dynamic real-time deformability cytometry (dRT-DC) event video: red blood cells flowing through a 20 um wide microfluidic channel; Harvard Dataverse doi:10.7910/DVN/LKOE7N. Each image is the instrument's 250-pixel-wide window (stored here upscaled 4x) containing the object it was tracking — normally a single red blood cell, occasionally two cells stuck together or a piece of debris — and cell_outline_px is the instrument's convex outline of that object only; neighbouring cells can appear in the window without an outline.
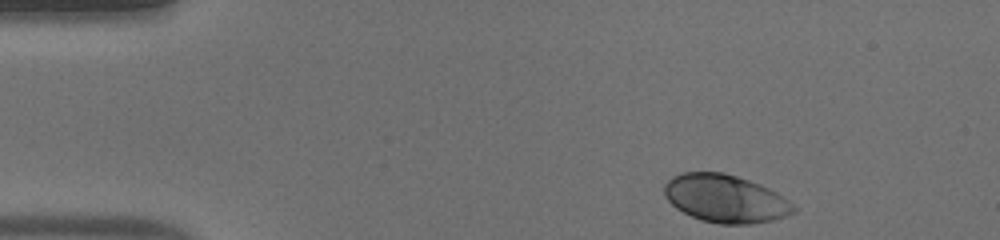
{"species": "human", "species_latin": "Homo sapiens", "temperature_condition": "warm", "stored_images_in_passage": 44, "camera_frame_rate_fps": 3000, "um_per_image_px": 0.085, "donor": {"sex": "male"}, "frame": {"image": 1, "passage_image": 1, "time_ms": 0.0, "image_size_px": [1000, 240], "cell_outline_px": [[796, 212], [788, 216], [772, 220], [752, 224], [720, 224], [700, 220], [676, 208], [664, 196], [664, 184], [672, 176], [684, 172], [724, 172], [760, 184], [776, 192], [788, 200], [796, 208]], "centroid_in_image_um": [61.66, 16.88], "position_along_channel_um": 23.3, "area_um2": 36.13}}
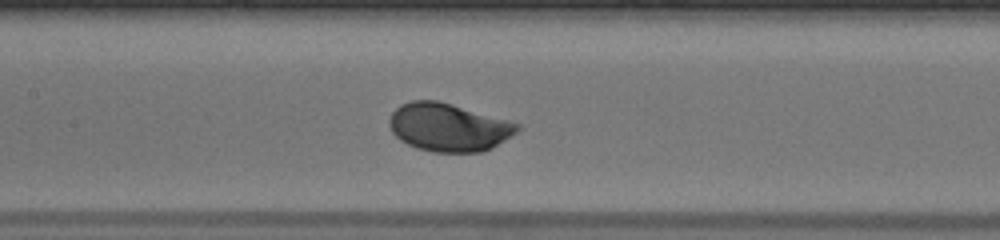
{"frame": {"image": 2, "passage_image": 18, "time_ms": 5.667, "image_size_px": [1000, 240], "cell_outline_px": [[520, 128], [516, 132], [492, 148], [484, 152], [432, 152], [416, 148], [400, 140], [392, 132], [388, 124], [388, 120], [392, 112], [400, 104], [412, 100], [436, 100], [508, 120], [520, 124]], "centroid_in_image_um": [38.09, 10.82], "position_along_channel_um": 169.3, "area_um2": 35.78}}
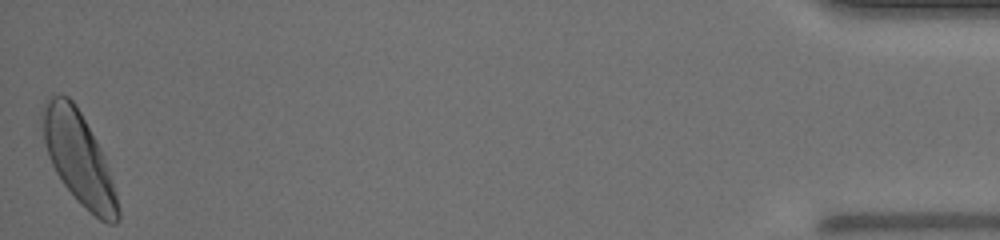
{"frame": {"image": 3, "passage_image": 44, "time_ms": 14.333, "image_size_px": [1000, 240], "cell_outline_px": [[120, 220], [116, 224], [108, 224], [100, 220], [80, 204], [76, 200], [60, 180], [48, 156], [44, 140], [40, 116], [40, 112], [44, 104], [52, 96], [68, 96], [76, 104], [96, 140], [104, 156], [112, 180], [120, 208]], "centroid_in_image_um": [6.69, 13.48], "position_along_channel_um": 428.5, "area_um2": 40.29}, "authors_computed_cell_mechanics": {"area_um2": 35.547, "velocity_mm_per_s": 4.0704, "shape_relaxation_time_tau1_ms": 1.9397, "shape_relaxation_time_tau2_ms": null, "deformation_change_tau1": 0.1508, "deformation_change_tau2": null}}